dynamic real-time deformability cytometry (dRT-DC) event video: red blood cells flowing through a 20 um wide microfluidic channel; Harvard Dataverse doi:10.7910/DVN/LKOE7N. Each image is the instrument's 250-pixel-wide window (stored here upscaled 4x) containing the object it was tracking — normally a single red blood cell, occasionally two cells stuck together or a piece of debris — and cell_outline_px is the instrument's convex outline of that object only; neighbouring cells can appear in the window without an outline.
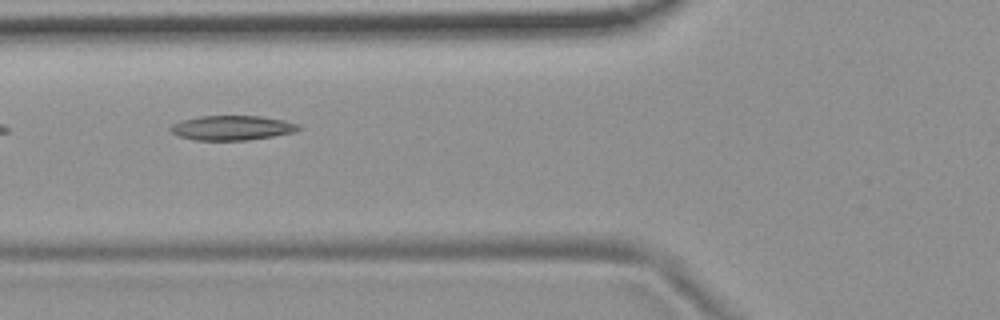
{"species": "common noctule bat (a hibernating species)", "species_latin": "Nyctalus noctula", "temperature_condition": "room temperature", "stored_images_in_passage": 12, "camera_frame_rate_fps": 3000, "um_per_image_px": 0.085, "animal": {"sex": "female", "body_mass_g": 19.9}, "frame": {"image": 1, "passage_image": 3, "time_ms": 0.667, "image_size_px": [1000, 320], "cell_outline_px": [[300, 128], [292, 132], [272, 136], [248, 140], [192, 140], [180, 136], [172, 132], [168, 128], [172, 124], [180, 120], [200, 116], [260, 116], [284, 120], [300, 124]], "centroid_in_image_um": [19.68, 10.86], "position_along_channel_um": 106.1, "area_um2": 18.32}}
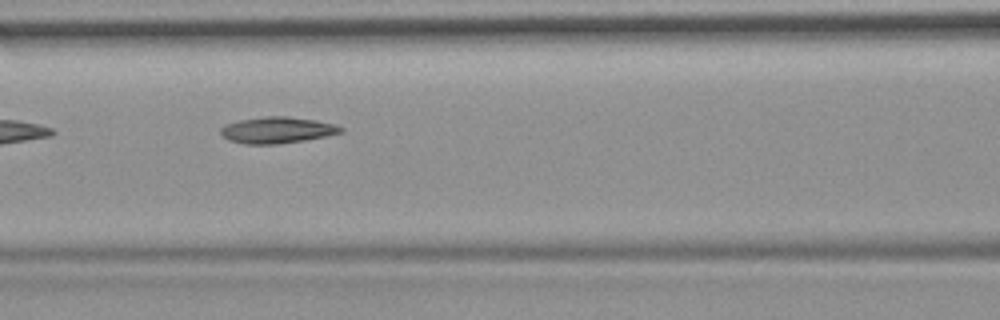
{"frame": {"image": 2, "passage_image": 4, "time_ms": 1.0, "image_size_px": [1000, 320], "cell_outline_px": [[344, 132], [328, 136], [304, 140], [276, 144], [244, 144], [228, 140], [220, 132], [220, 128], [224, 124], [240, 120], [264, 116], [288, 116], [316, 120], [336, 124], [344, 128]], "centroid_in_image_um": [23.58, 11.05], "position_along_channel_um": 143.0, "area_um2": 18.61}}